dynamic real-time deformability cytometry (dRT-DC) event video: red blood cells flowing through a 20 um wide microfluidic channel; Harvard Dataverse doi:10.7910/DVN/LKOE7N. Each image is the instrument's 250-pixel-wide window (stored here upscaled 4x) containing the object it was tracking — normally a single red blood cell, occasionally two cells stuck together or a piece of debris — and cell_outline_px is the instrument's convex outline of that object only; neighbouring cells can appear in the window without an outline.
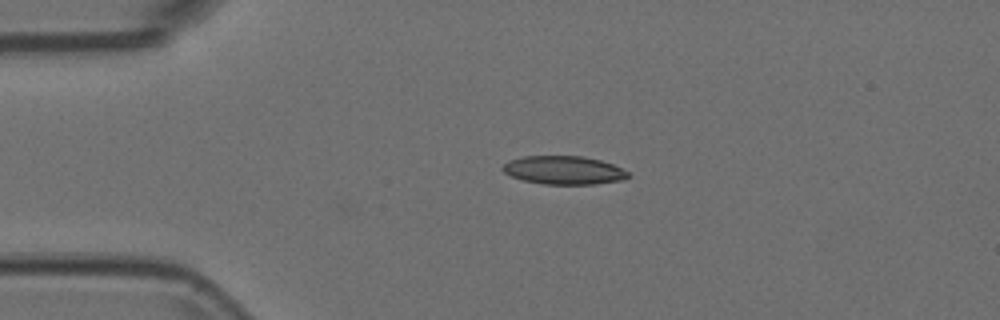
{"species": "Egyptian fruit bat (a non-hibernating species)", "species_latin": "Rousettus aegyptiacus", "temperature_condition": "room temperature", "stored_images_in_passage": 38, "camera_frame_rate_fps": 3000, "um_per_image_px": 0.085, "animal": {"sex": "female"}, "frame": {"image": 1, "passage_image": 1, "time_ms": 0.0, "image_size_px": [1000, 320], "cell_outline_px": [[632, 176], [620, 180], [596, 184], [544, 184], [524, 180], [512, 176], [504, 172], [500, 168], [508, 160], [524, 156], [580, 156], [600, 160], [612, 164], [628, 172]], "centroid_in_image_um": [47.91, 14.46], "position_along_channel_um": 37.1, "area_um2": 20.63}}
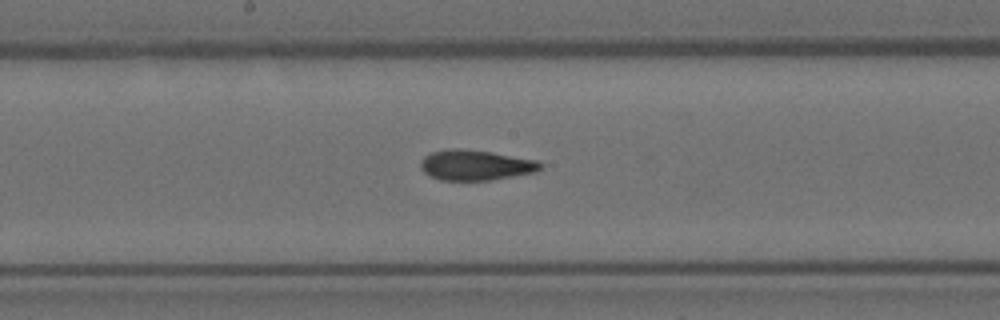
{"frame": {"image": 2, "passage_image": 17, "time_ms": 5.333, "image_size_px": [1000, 320], "cell_outline_px": [[544, 168], [536, 172], [492, 180], [440, 180], [428, 176], [420, 168], [420, 160], [424, 156], [432, 152], [448, 148], [460, 148], [492, 152], [536, 160], [544, 164]], "centroid_in_image_um": [40.42, 14.03], "position_along_channel_um": 207.8, "area_um2": 21.5}}
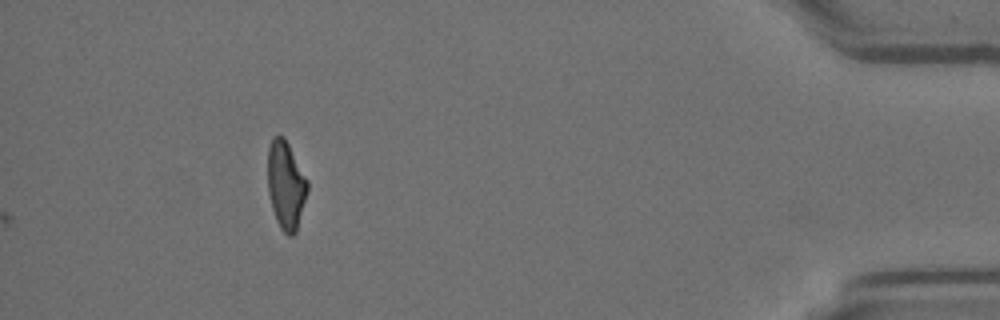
{"frame": {"image": 3, "passage_image": 38, "time_ms": 12.333, "image_size_px": [1000, 320], "cell_outline_px": [[308, 192], [296, 232], [292, 236], [288, 236], [280, 228], [276, 220], [272, 208], [268, 192], [268, 148], [272, 136], [284, 136], [308, 180]], "centroid_in_image_um": [24.3, 15.74], "position_along_channel_um": 410.9, "area_um2": 20.52}}